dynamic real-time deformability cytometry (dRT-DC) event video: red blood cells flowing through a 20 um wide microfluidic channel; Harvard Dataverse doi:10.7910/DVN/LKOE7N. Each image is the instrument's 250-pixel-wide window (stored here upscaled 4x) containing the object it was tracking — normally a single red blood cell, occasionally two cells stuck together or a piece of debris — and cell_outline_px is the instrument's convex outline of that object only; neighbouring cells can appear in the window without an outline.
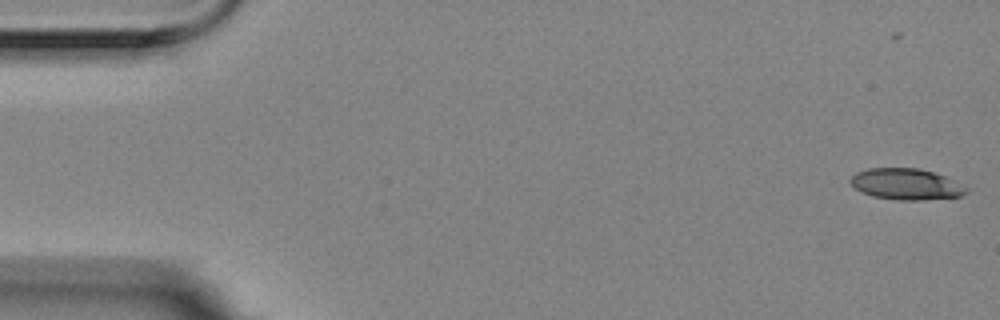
{"species": "Egyptian fruit bat (a non-hibernating species)", "species_latin": "Rousettus aegyptiacus", "temperature_condition": "room temperature", "stored_images_in_passage": 12, "camera_frame_rate_fps": 3000, "um_per_image_px": 0.085, "animal": {"sex": "female"}, "frame": {"image": 1, "passage_image": 4, "time_ms": 1.0, "image_size_px": [1000, 320], "cell_outline_px": [[968, 192], [964, 196], [924, 200], [900, 200], [872, 196], [860, 192], [848, 180], [856, 172], [868, 168], [920, 168], [944, 176], [968, 188]], "centroid_in_image_um": [77.02, 15.66], "position_along_channel_um": 8.0, "area_um2": 21.1}}